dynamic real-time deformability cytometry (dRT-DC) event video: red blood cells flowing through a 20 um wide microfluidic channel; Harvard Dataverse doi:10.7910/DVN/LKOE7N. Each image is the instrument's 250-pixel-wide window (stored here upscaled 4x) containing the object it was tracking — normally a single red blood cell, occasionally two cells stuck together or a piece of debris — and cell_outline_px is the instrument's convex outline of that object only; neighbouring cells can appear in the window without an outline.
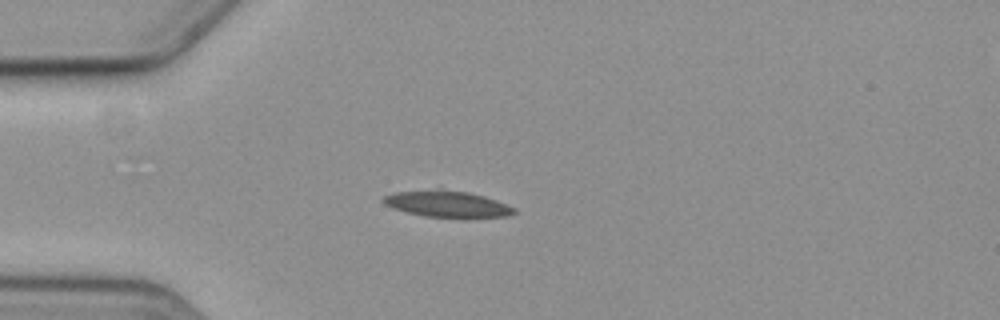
{"species": "common noctule bat (a hibernating species)", "species_latin": "Nyctalus noctula", "temperature_condition": "cold", "stored_images_in_passage": 4, "camera_frame_rate_fps": 3000, "um_per_image_px": 0.085, "animal": {"sex": "female", "body_mass_g": 19.3, "forearm_length_mm": 54.1}, "frame": {"image": 1, "passage_image": 4, "time_ms": 3.667, "image_size_px": [1000, 320], "cell_outline_px": [[516, 212], [508, 216], [468, 220], [464, 220], [424, 216], [392, 208], [384, 204], [380, 200], [384, 196], [392, 192], [440, 184], [484, 196], [496, 200], [516, 208]], "centroid_in_image_um": [37.98, 17.29], "position_along_channel_um": 47.0, "area_um2": 22.31}}